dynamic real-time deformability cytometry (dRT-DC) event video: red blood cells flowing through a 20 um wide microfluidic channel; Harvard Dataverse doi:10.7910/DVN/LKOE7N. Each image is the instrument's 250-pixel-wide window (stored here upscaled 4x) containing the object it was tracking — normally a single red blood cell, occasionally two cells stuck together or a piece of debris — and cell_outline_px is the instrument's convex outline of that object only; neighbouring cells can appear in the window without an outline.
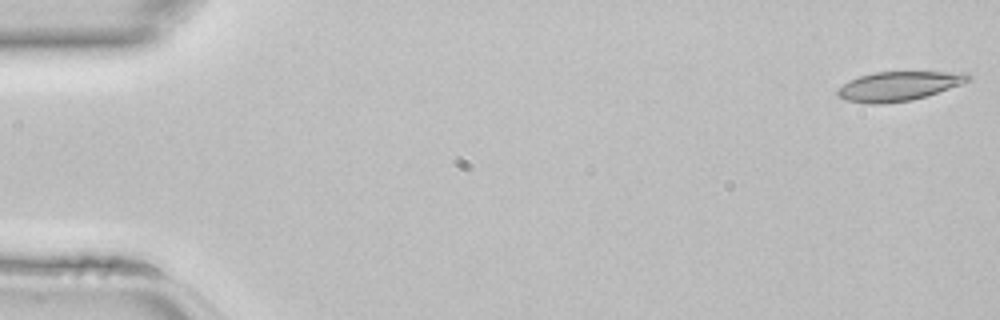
{"species": "common noctule bat (a hibernating species)", "species_latin": "Nyctalus noctula", "temperature_condition": "room temperature", "stored_images_in_passage": 45, "camera_frame_rate_fps": 3000, "um_per_image_px": 0.085, "animal": {"sex": "female", "body_mass_g": 22.7, "forearm_length_mm": 54.2}, "frame": {"image": 1, "passage_image": 1, "time_ms": 0.0, "image_size_px": [1000, 320], "cell_outline_px": [[972, 80], [912, 100], [884, 104], [872, 104], [848, 100], [840, 96], [836, 92], [836, 88], [860, 76], [872, 72], [968, 72], [972, 76]], "centroid_in_image_um": [76.41, 7.31], "position_along_channel_um": 8.6, "area_um2": 22.02}}
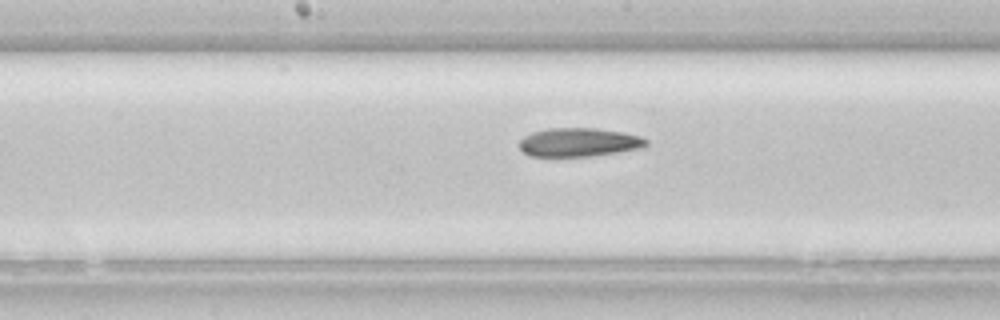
{"frame": {"image": 2, "passage_image": 23, "time_ms": 7.333, "image_size_px": [1000, 320], "cell_outline_px": [[648, 144], [644, 148], [592, 156], [528, 156], [520, 148], [520, 140], [524, 136], [532, 132], [548, 128], [596, 128], [620, 132], [640, 136], [648, 140]], "centroid_in_image_um": [49.22, 12.09], "position_along_channel_um": 199.0, "area_um2": 21.21}}
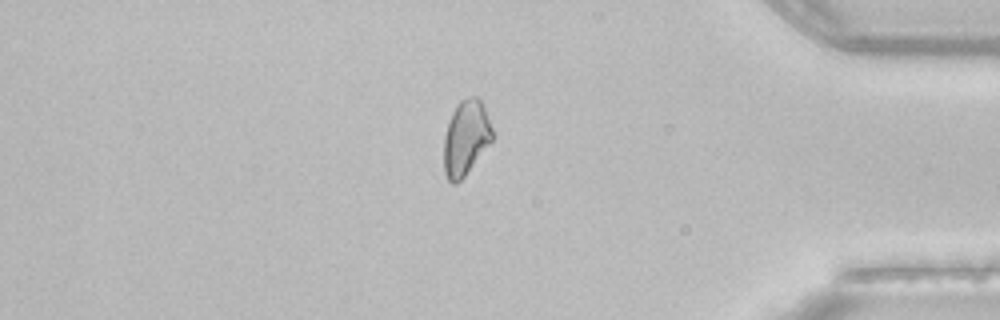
{"frame": {"image": 3, "passage_image": 38, "time_ms": 12.333, "image_size_px": [1000, 320], "cell_outline_px": [[496, 136], [464, 176], [456, 184], [452, 184], [448, 180], [444, 172], [444, 136], [452, 112], [456, 104], [460, 100], [468, 96], [476, 96], [484, 104]], "centroid_in_image_um": [39.62, 11.68], "position_along_channel_um": 395.6, "area_um2": 21.5}}